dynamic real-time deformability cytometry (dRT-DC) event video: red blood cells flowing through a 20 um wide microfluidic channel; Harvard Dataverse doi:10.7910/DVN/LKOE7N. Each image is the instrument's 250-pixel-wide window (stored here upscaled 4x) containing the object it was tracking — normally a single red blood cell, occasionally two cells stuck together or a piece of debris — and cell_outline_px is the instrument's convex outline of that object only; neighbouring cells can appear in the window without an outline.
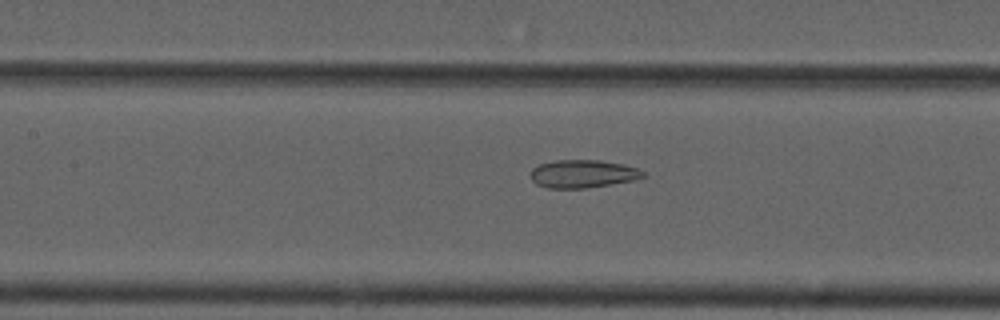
{"species": "common noctule bat (a hibernating species)", "species_latin": "Nyctalus noctula", "temperature_condition": "cold", "stored_images_in_passage": 45, "camera_frame_rate_fps": 3000, "um_per_image_px": 0.085, "animal": {"sex": "male", "forearm_length_mm": 52.5}, "frame": {"image": 1, "passage_image": 25, "time_ms": 8.0, "image_size_px": [1000, 320], "cell_outline_px": [[648, 176], [632, 180], [584, 188], [548, 188], [536, 184], [532, 180], [528, 172], [532, 168], [540, 164], [556, 160], [600, 160], [624, 164], [636, 168], [644, 172]], "centroid_in_image_um": [49.5, 14.76], "position_along_channel_um": 157.9, "area_um2": 18.32}}
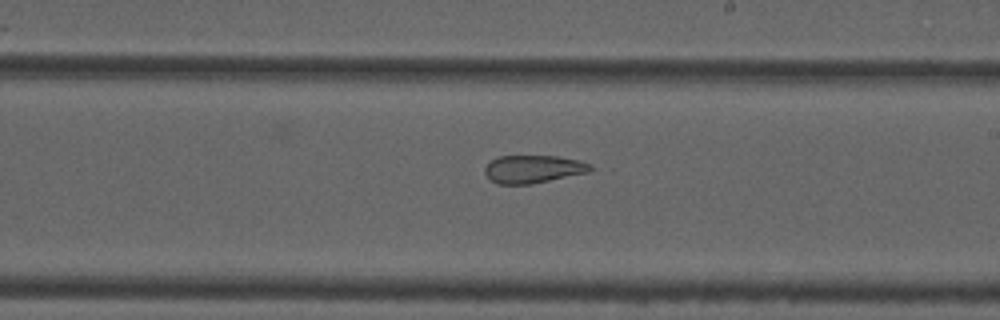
{"frame": {"image": 2, "passage_image": 32, "time_ms": 10.333, "image_size_px": [1000, 320], "cell_outline_px": [[596, 168], [588, 172], [532, 184], [496, 184], [484, 172], [484, 168], [492, 160], [500, 156], [556, 156], [576, 160], [592, 164]], "centroid_in_image_um": [45.34, 14.37], "position_along_channel_um": 243.7, "area_um2": 17.05}}
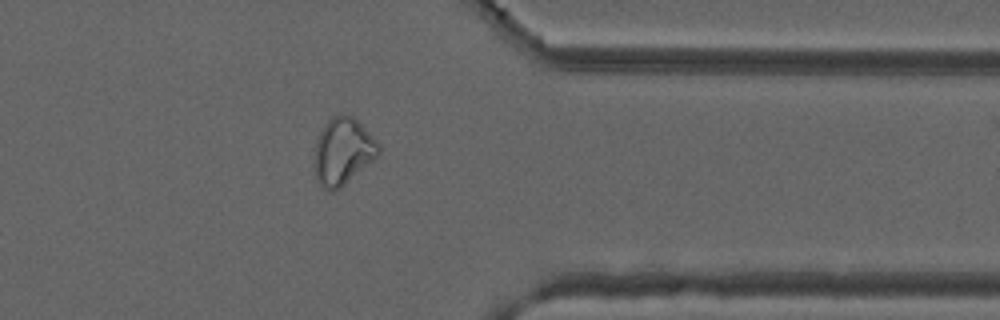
{"frame": {"image": 3, "passage_image": 44, "time_ms": 14.333, "image_size_px": [1000, 320], "cell_outline_px": [[380, 152], [372, 160], [340, 188], [332, 192], [320, 188], [316, 180], [312, 156], [316, 140], [324, 124], [332, 116], [352, 116], [380, 144]], "centroid_in_image_um": [29.07, 12.91], "position_along_channel_um": 382.3, "area_um2": 24.97}}